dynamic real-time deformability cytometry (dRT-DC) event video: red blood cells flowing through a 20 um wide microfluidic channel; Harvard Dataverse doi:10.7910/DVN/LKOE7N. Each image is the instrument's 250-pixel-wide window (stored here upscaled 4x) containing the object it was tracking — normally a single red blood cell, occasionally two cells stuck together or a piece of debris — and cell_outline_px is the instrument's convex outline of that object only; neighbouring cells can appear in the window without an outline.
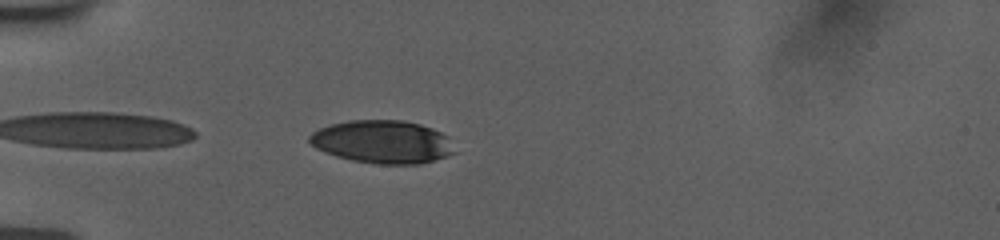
{"species": "human", "species_latin": "Homo sapiens", "temperature_condition": "room temperature", "stored_images_in_passage": 40, "camera_frame_rate_fps": 3000, "um_per_image_px": 0.085, "donor": {"sex": "female"}, "frame": {"image": 1, "passage_image": 2, "time_ms": 0.333, "image_size_px": [1000, 240], "cell_outline_px": [[456, 152], [448, 156], [420, 164], [380, 164], [352, 160], [336, 156], [324, 152], [316, 148], [308, 140], [308, 136], [312, 132], [320, 128], [332, 124], [348, 120], [404, 120], [420, 124], [432, 128], [448, 136]], "centroid_in_image_um": [32.52, 12.05], "position_along_channel_um": 52.5, "area_um2": 36.47}}
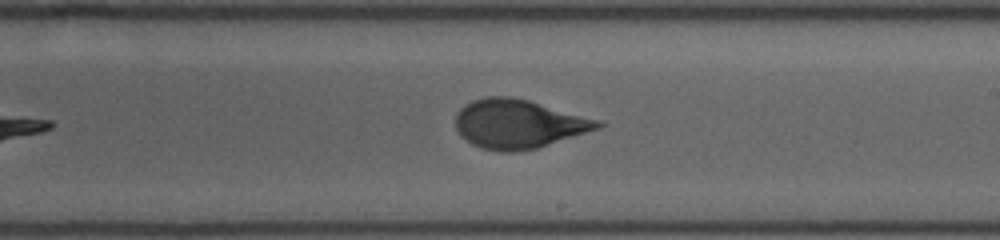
{"frame": {"image": 2, "passage_image": 19, "time_ms": 6.0, "image_size_px": [1000, 240], "cell_outline_px": [[604, 124], [600, 128], [536, 148], [512, 152], [500, 152], [480, 148], [472, 144], [460, 136], [456, 128], [456, 112], [464, 104], [472, 100], [484, 96], [512, 96], [528, 100], [600, 120]], "centroid_in_image_um": [44.02, 10.52], "position_along_channel_um": 245.0, "area_um2": 40.58}}
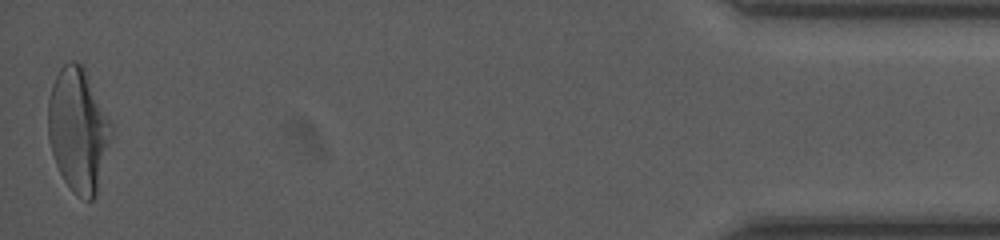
{"frame": {"image": 3, "passage_image": 40, "time_ms": 13.0, "image_size_px": [1000, 240], "cell_outline_px": [[112, 136], [96, 196], [92, 200], [88, 200], [72, 192], [64, 180], [56, 164], [48, 140], [48, 100], [52, 84], [60, 68], [68, 60], [76, 60], [84, 68], [112, 124]], "centroid_in_image_um": [6.64, 11.04], "position_along_channel_um": 428.6, "area_um2": 45.49}, "authors_computed_cell_mechanics": {"area_um2": 40.5178, "velocity_mm_per_s": 3.765, "shape_relaxation_time_tau1_ms": 4.2374, "shape_relaxation_time_tau2_ms": null, "deformation_change_tau1": 0.1887, "deformation_change_tau2": null}}